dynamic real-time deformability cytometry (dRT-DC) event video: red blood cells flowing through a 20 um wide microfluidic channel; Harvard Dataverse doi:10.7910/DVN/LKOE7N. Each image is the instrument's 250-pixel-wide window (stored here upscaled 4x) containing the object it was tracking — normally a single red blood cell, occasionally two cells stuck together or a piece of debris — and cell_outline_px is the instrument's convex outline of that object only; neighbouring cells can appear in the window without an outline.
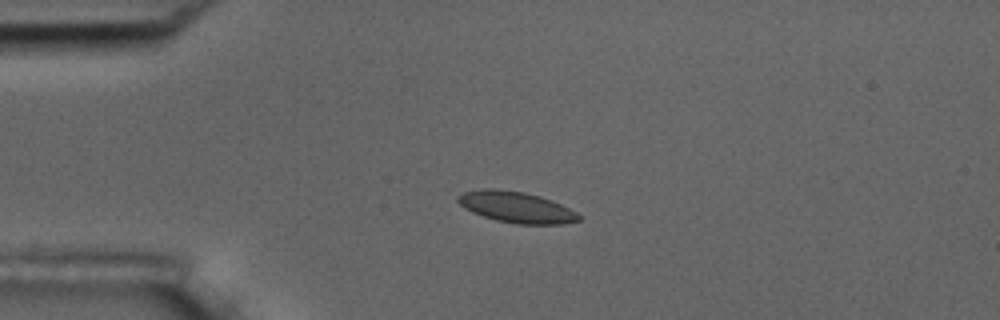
{"species": "common noctule bat (a hibernating species)", "species_latin": "Nyctalus noctula", "temperature_condition": "room temperature", "stored_images_in_passage": 4, "camera_frame_rate_fps": 3000, "um_per_image_px": 0.085, "animal": {"sex": "male", "body_mass_g": 17.5, "forearm_length_mm": 52.3}, "frame": {"image": 1, "passage_image": 3, "time_ms": 2.333, "image_size_px": [1000, 320], "cell_outline_px": [[580, 220], [564, 224], [516, 224], [496, 220], [472, 212], [464, 208], [456, 200], [456, 196], [464, 192], [480, 188], [496, 188], [524, 192], [540, 196], [560, 204], [576, 212], [580, 216]], "centroid_in_image_um": [43.85, 17.6], "position_along_channel_um": 41.2, "area_um2": 21.91}}